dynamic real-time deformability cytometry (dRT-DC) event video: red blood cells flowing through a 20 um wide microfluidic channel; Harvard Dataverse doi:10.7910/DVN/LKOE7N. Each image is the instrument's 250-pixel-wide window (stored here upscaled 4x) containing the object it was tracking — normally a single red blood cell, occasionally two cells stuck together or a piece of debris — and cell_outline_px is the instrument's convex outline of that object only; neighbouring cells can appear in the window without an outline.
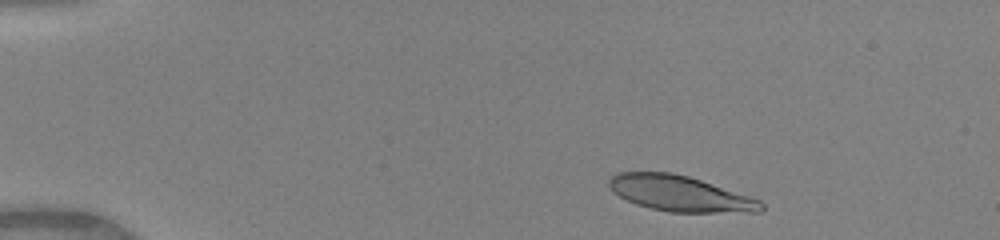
{"species": "human", "species_latin": "Homo sapiens", "temperature_condition": "warm", "stored_images_in_passage": 37, "camera_frame_rate_fps": 3000, "um_per_image_px": 0.085, "donor": {"sex": "female"}, "frame": {"image": 1, "passage_image": 2, "time_ms": 0.333, "image_size_px": [1000, 240], "cell_outline_px": [[764, 208], [760, 212], [672, 212], [652, 208], [636, 204], [612, 192], [608, 184], [608, 180], [616, 172], [672, 172], [688, 176], [760, 200], [764, 204]], "centroid_in_image_um": [57.77, 16.44], "position_along_channel_um": 27.2, "area_um2": 31.27}}
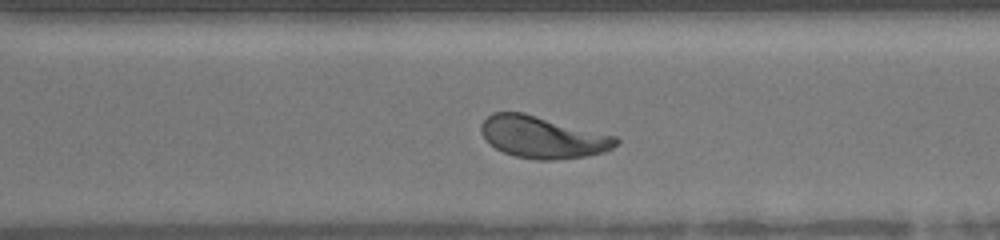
{"frame": {"image": 2, "passage_image": 30, "time_ms": 9.667, "image_size_px": [1000, 240], "cell_outline_px": [[620, 140], [612, 148], [604, 152], [584, 156], [552, 160], [536, 160], [516, 156], [504, 152], [496, 148], [480, 132], [480, 124], [492, 112], [524, 112], [616, 136]], "centroid_in_image_um": [46.13, 11.64], "position_along_channel_um": 324.5, "area_um2": 32.77}}
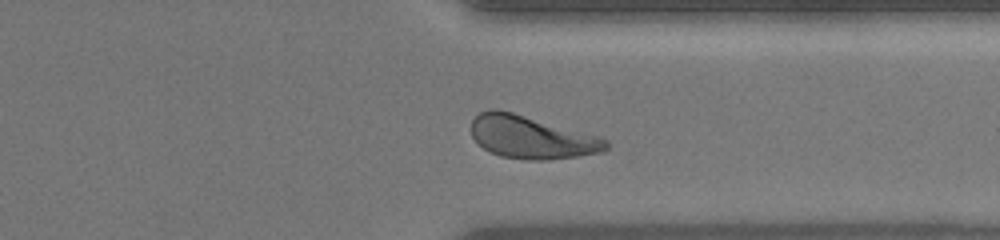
{"frame": {"image": 3, "passage_image": 33, "time_ms": 10.667, "image_size_px": [1000, 240], "cell_outline_px": [[608, 148], [604, 152], [548, 160], [524, 160], [500, 156], [488, 152], [472, 136], [472, 120], [480, 112], [492, 108], [496, 108], [512, 112], [600, 136], [608, 140]], "centroid_in_image_um": [45.19, 11.67], "position_along_channel_um": 366.2, "area_um2": 33.7}, "authors_computed_cell_mechanics": {"area_um2": 33.235, "velocity_mm_per_s": 4.1039, "shape_relaxation_time_tau1_ms": 3.0048, "shape_relaxation_time_tau2_ms": 0.8429, "deformation_change_tau1": 0.1749, "deformation_change_tau2": 0.0863}}